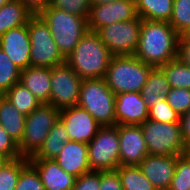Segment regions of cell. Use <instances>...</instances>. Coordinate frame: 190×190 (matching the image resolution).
I'll return each instance as SVG.
<instances>
[{
  "instance_id": "obj_1",
  "label": "cell",
  "mask_w": 190,
  "mask_h": 190,
  "mask_svg": "<svg viewBox=\"0 0 190 190\" xmlns=\"http://www.w3.org/2000/svg\"><path fill=\"white\" fill-rule=\"evenodd\" d=\"M179 34L169 22L142 19L134 56L145 64L160 67L177 58Z\"/></svg>"
},
{
  "instance_id": "obj_2",
  "label": "cell",
  "mask_w": 190,
  "mask_h": 190,
  "mask_svg": "<svg viewBox=\"0 0 190 190\" xmlns=\"http://www.w3.org/2000/svg\"><path fill=\"white\" fill-rule=\"evenodd\" d=\"M112 57L99 33L88 30L65 62L81 79L104 78Z\"/></svg>"
},
{
  "instance_id": "obj_3",
  "label": "cell",
  "mask_w": 190,
  "mask_h": 190,
  "mask_svg": "<svg viewBox=\"0 0 190 190\" xmlns=\"http://www.w3.org/2000/svg\"><path fill=\"white\" fill-rule=\"evenodd\" d=\"M49 26L59 52L66 58L88 31L87 18L50 5L39 14Z\"/></svg>"
},
{
  "instance_id": "obj_4",
  "label": "cell",
  "mask_w": 190,
  "mask_h": 190,
  "mask_svg": "<svg viewBox=\"0 0 190 190\" xmlns=\"http://www.w3.org/2000/svg\"><path fill=\"white\" fill-rule=\"evenodd\" d=\"M152 68L134 55L113 56L104 79L115 95L140 92Z\"/></svg>"
},
{
  "instance_id": "obj_5",
  "label": "cell",
  "mask_w": 190,
  "mask_h": 190,
  "mask_svg": "<svg viewBox=\"0 0 190 190\" xmlns=\"http://www.w3.org/2000/svg\"><path fill=\"white\" fill-rule=\"evenodd\" d=\"M115 98L104 78L82 79L78 106L87 110L101 126L116 125Z\"/></svg>"
},
{
  "instance_id": "obj_6",
  "label": "cell",
  "mask_w": 190,
  "mask_h": 190,
  "mask_svg": "<svg viewBox=\"0 0 190 190\" xmlns=\"http://www.w3.org/2000/svg\"><path fill=\"white\" fill-rule=\"evenodd\" d=\"M141 127L150 155L181 156L190 152L183 141L180 122L147 119Z\"/></svg>"
},
{
  "instance_id": "obj_7",
  "label": "cell",
  "mask_w": 190,
  "mask_h": 190,
  "mask_svg": "<svg viewBox=\"0 0 190 190\" xmlns=\"http://www.w3.org/2000/svg\"><path fill=\"white\" fill-rule=\"evenodd\" d=\"M27 27L31 44L30 66L52 68L65 63L49 26L39 14L29 18Z\"/></svg>"
},
{
  "instance_id": "obj_8",
  "label": "cell",
  "mask_w": 190,
  "mask_h": 190,
  "mask_svg": "<svg viewBox=\"0 0 190 190\" xmlns=\"http://www.w3.org/2000/svg\"><path fill=\"white\" fill-rule=\"evenodd\" d=\"M60 110L50 104H40L26 116L25 129L18 144L22 157L34 156L44 144L52 127L59 120Z\"/></svg>"
},
{
  "instance_id": "obj_9",
  "label": "cell",
  "mask_w": 190,
  "mask_h": 190,
  "mask_svg": "<svg viewBox=\"0 0 190 190\" xmlns=\"http://www.w3.org/2000/svg\"><path fill=\"white\" fill-rule=\"evenodd\" d=\"M87 145L91 171H112L120 166L119 125L101 126Z\"/></svg>"
},
{
  "instance_id": "obj_10",
  "label": "cell",
  "mask_w": 190,
  "mask_h": 190,
  "mask_svg": "<svg viewBox=\"0 0 190 190\" xmlns=\"http://www.w3.org/2000/svg\"><path fill=\"white\" fill-rule=\"evenodd\" d=\"M142 19L114 22L97 32L113 56L134 55L138 47Z\"/></svg>"
},
{
  "instance_id": "obj_11",
  "label": "cell",
  "mask_w": 190,
  "mask_h": 190,
  "mask_svg": "<svg viewBox=\"0 0 190 190\" xmlns=\"http://www.w3.org/2000/svg\"><path fill=\"white\" fill-rule=\"evenodd\" d=\"M50 102L58 110L77 106L82 79L66 64L50 68Z\"/></svg>"
},
{
  "instance_id": "obj_12",
  "label": "cell",
  "mask_w": 190,
  "mask_h": 190,
  "mask_svg": "<svg viewBox=\"0 0 190 190\" xmlns=\"http://www.w3.org/2000/svg\"><path fill=\"white\" fill-rule=\"evenodd\" d=\"M137 16L136 0H121L107 4L92 5L87 19L88 30L98 31L106 25L132 20Z\"/></svg>"
},
{
  "instance_id": "obj_13",
  "label": "cell",
  "mask_w": 190,
  "mask_h": 190,
  "mask_svg": "<svg viewBox=\"0 0 190 190\" xmlns=\"http://www.w3.org/2000/svg\"><path fill=\"white\" fill-rule=\"evenodd\" d=\"M59 119L64 123L69 140L88 144L101 125L85 109L71 106L60 110Z\"/></svg>"
},
{
  "instance_id": "obj_14",
  "label": "cell",
  "mask_w": 190,
  "mask_h": 190,
  "mask_svg": "<svg viewBox=\"0 0 190 190\" xmlns=\"http://www.w3.org/2000/svg\"><path fill=\"white\" fill-rule=\"evenodd\" d=\"M119 164L139 165L149 154L141 125H119Z\"/></svg>"
},
{
  "instance_id": "obj_15",
  "label": "cell",
  "mask_w": 190,
  "mask_h": 190,
  "mask_svg": "<svg viewBox=\"0 0 190 190\" xmlns=\"http://www.w3.org/2000/svg\"><path fill=\"white\" fill-rule=\"evenodd\" d=\"M0 48L21 70L30 66V37L27 24L9 29L0 37Z\"/></svg>"
},
{
  "instance_id": "obj_16",
  "label": "cell",
  "mask_w": 190,
  "mask_h": 190,
  "mask_svg": "<svg viewBox=\"0 0 190 190\" xmlns=\"http://www.w3.org/2000/svg\"><path fill=\"white\" fill-rule=\"evenodd\" d=\"M116 125H141L149 118L140 92L119 93L115 98Z\"/></svg>"
},
{
  "instance_id": "obj_17",
  "label": "cell",
  "mask_w": 190,
  "mask_h": 190,
  "mask_svg": "<svg viewBox=\"0 0 190 190\" xmlns=\"http://www.w3.org/2000/svg\"><path fill=\"white\" fill-rule=\"evenodd\" d=\"M178 156L148 154L138 165L157 190H168Z\"/></svg>"
},
{
  "instance_id": "obj_18",
  "label": "cell",
  "mask_w": 190,
  "mask_h": 190,
  "mask_svg": "<svg viewBox=\"0 0 190 190\" xmlns=\"http://www.w3.org/2000/svg\"><path fill=\"white\" fill-rule=\"evenodd\" d=\"M54 160L65 172L76 178L91 171L86 143L68 140Z\"/></svg>"
},
{
  "instance_id": "obj_19",
  "label": "cell",
  "mask_w": 190,
  "mask_h": 190,
  "mask_svg": "<svg viewBox=\"0 0 190 190\" xmlns=\"http://www.w3.org/2000/svg\"><path fill=\"white\" fill-rule=\"evenodd\" d=\"M45 190H72L76 177L65 172L54 159H29Z\"/></svg>"
},
{
  "instance_id": "obj_20",
  "label": "cell",
  "mask_w": 190,
  "mask_h": 190,
  "mask_svg": "<svg viewBox=\"0 0 190 190\" xmlns=\"http://www.w3.org/2000/svg\"><path fill=\"white\" fill-rule=\"evenodd\" d=\"M20 82L42 104H49L51 91L50 68L29 66L21 70Z\"/></svg>"
},
{
  "instance_id": "obj_21",
  "label": "cell",
  "mask_w": 190,
  "mask_h": 190,
  "mask_svg": "<svg viewBox=\"0 0 190 190\" xmlns=\"http://www.w3.org/2000/svg\"><path fill=\"white\" fill-rule=\"evenodd\" d=\"M170 90L171 86L164 71L160 67H153L140 93L149 109L154 104L162 102Z\"/></svg>"
},
{
  "instance_id": "obj_22",
  "label": "cell",
  "mask_w": 190,
  "mask_h": 190,
  "mask_svg": "<svg viewBox=\"0 0 190 190\" xmlns=\"http://www.w3.org/2000/svg\"><path fill=\"white\" fill-rule=\"evenodd\" d=\"M26 115L19 110L4 95L0 99V125L19 144L25 129Z\"/></svg>"
},
{
  "instance_id": "obj_23",
  "label": "cell",
  "mask_w": 190,
  "mask_h": 190,
  "mask_svg": "<svg viewBox=\"0 0 190 190\" xmlns=\"http://www.w3.org/2000/svg\"><path fill=\"white\" fill-rule=\"evenodd\" d=\"M32 15L19 0L7 2L0 8V37L9 29L26 25Z\"/></svg>"
},
{
  "instance_id": "obj_24",
  "label": "cell",
  "mask_w": 190,
  "mask_h": 190,
  "mask_svg": "<svg viewBox=\"0 0 190 190\" xmlns=\"http://www.w3.org/2000/svg\"><path fill=\"white\" fill-rule=\"evenodd\" d=\"M69 140L64 123L59 119L47 135L39 151L28 159H54Z\"/></svg>"
},
{
  "instance_id": "obj_25",
  "label": "cell",
  "mask_w": 190,
  "mask_h": 190,
  "mask_svg": "<svg viewBox=\"0 0 190 190\" xmlns=\"http://www.w3.org/2000/svg\"><path fill=\"white\" fill-rule=\"evenodd\" d=\"M174 0H136L137 14L141 19L169 22Z\"/></svg>"
},
{
  "instance_id": "obj_26",
  "label": "cell",
  "mask_w": 190,
  "mask_h": 190,
  "mask_svg": "<svg viewBox=\"0 0 190 190\" xmlns=\"http://www.w3.org/2000/svg\"><path fill=\"white\" fill-rule=\"evenodd\" d=\"M116 171L119 174L123 190H157L138 165L119 166Z\"/></svg>"
},
{
  "instance_id": "obj_27",
  "label": "cell",
  "mask_w": 190,
  "mask_h": 190,
  "mask_svg": "<svg viewBox=\"0 0 190 190\" xmlns=\"http://www.w3.org/2000/svg\"><path fill=\"white\" fill-rule=\"evenodd\" d=\"M4 96L26 116L42 104L21 82L14 84Z\"/></svg>"
},
{
  "instance_id": "obj_28",
  "label": "cell",
  "mask_w": 190,
  "mask_h": 190,
  "mask_svg": "<svg viewBox=\"0 0 190 190\" xmlns=\"http://www.w3.org/2000/svg\"><path fill=\"white\" fill-rule=\"evenodd\" d=\"M171 88L190 90V67L183 64L178 58L161 65Z\"/></svg>"
},
{
  "instance_id": "obj_29",
  "label": "cell",
  "mask_w": 190,
  "mask_h": 190,
  "mask_svg": "<svg viewBox=\"0 0 190 190\" xmlns=\"http://www.w3.org/2000/svg\"><path fill=\"white\" fill-rule=\"evenodd\" d=\"M28 164L29 159L21 156L0 167V190H15L19 175Z\"/></svg>"
},
{
  "instance_id": "obj_30",
  "label": "cell",
  "mask_w": 190,
  "mask_h": 190,
  "mask_svg": "<svg viewBox=\"0 0 190 190\" xmlns=\"http://www.w3.org/2000/svg\"><path fill=\"white\" fill-rule=\"evenodd\" d=\"M21 69L0 48V93L5 94L14 84L20 82Z\"/></svg>"
},
{
  "instance_id": "obj_31",
  "label": "cell",
  "mask_w": 190,
  "mask_h": 190,
  "mask_svg": "<svg viewBox=\"0 0 190 190\" xmlns=\"http://www.w3.org/2000/svg\"><path fill=\"white\" fill-rule=\"evenodd\" d=\"M190 189V152L177 157L174 176L168 190Z\"/></svg>"
},
{
  "instance_id": "obj_32",
  "label": "cell",
  "mask_w": 190,
  "mask_h": 190,
  "mask_svg": "<svg viewBox=\"0 0 190 190\" xmlns=\"http://www.w3.org/2000/svg\"><path fill=\"white\" fill-rule=\"evenodd\" d=\"M169 24L179 35L186 32L190 27V0H174Z\"/></svg>"
},
{
  "instance_id": "obj_33",
  "label": "cell",
  "mask_w": 190,
  "mask_h": 190,
  "mask_svg": "<svg viewBox=\"0 0 190 190\" xmlns=\"http://www.w3.org/2000/svg\"><path fill=\"white\" fill-rule=\"evenodd\" d=\"M15 190H45L39 173L30 163L21 171Z\"/></svg>"
},
{
  "instance_id": "obj_34",
  "label": "cell",
  "mask_w": 190,
  "mask_h": 190,
  "mask_svg": "<svg viewBox=\"0 0 190 190\" xmlns=\"http://www.w3.org/2000/svg\"><path fill=\"white\" fill-rule=\"evenodd\" d=\"M150 120L164 123L180 122L181 115L177 113L164 99L148 109Z\"/></svg>"
},
{
  "instance_id": "obj_35",
  "label": "cell",
  "mask_w": 190,
  "mask_h": 190,
  "mask_svg": "<svg viewBox=\"0 0 190 190\" xmlns=\"http://www.w3.org/2000/svg\"><path fill=\"white\" fill-rule=\"evenodd\" d=\"M50 6L88 19L92 5L91 0H51Z\"/></svg>"
},
{
  "instance_id": "obj_36",
  "label": "cell",
  "mask_w": 190,
  "mask_h": 190,
  "mask_svg": "<svg viewBox=\"0 0 190 190\" xmlns=\"http://www.w3.org/2000/svg\"><path fill=\"white\" fill-rule=\"evenodd\" d=\"M167 103L180 115L190 109V90L183 88H171L165 97Z\"/></svg>"
},
{
  "instance_id": "obj_37",
  "label": "cell",
  "mask_w": 190,
  "mask_h": 190,
  "mask_svg": "<svg viewBox=\"0 0 190 190\" xmlns=\"http://www.w3.org/2000/svg\"><path fill=\"white\" fill-rule=\"evenodd\" d=\"M0 153L4 154L9 160L21 157L18 144L0 125Z\"/></svg>"
},
{
  "instance_id": "obj_38",
  "label": "cell",
  "mask_w": 190,
  "mask_h": 190,
  "mask_svg": "<svg viewBox=\"0 0 190 190\" xmlns=\"http://www.w3.org/2000/svg\"><path fill=\"white\" fill-rule=\"evenodd\" d=\"M72 190H100V171H90L77 177Z\"/></svg>"
},
{
  "instance_id": "obj_39",
  "label": "cell",
  "mask_w": 190,
  "mask_h": 190,
  "mask_svg": "<svg viewBox=\"0 0 190 190\" xmlns=\"http://www.w3.org/2000/svg\"><path fill=\"white\" fill-rule=\"evenodd\" d=\"M100 190H123L116 170L100 171Z\"/></svg>"
},
{
  "instance_id": "obj_40",
  "label": "cell",
  "mask_w": 190,
  "mask_h": 190,
  "mask_svg": "<svg viewBox=\"0 0 190 190\" xmlns=\"http://www.w3.org/2000/svg\"><path fill=\"white\" fill-rule=\"evenodd\" d=\"M177 58L190 67V38L183 34L179 35Z\"/></svg>"
},
{
  "instance_id": "obj_41",
  "label": "cell",
  "mask_w": 190,
  "mask_h": 190,
  "mask_svg": "<svg viewBox=\"0 0 190 190\" xmlns=\"http://www.w3.org/2000/svg\"><path fill=\"white\" fill-rule=\"evenodd\" d=\"M33 15L40 14L46 9L51 0H19Z\"/></svg>"
},
{
  "instance_id": "obj_42",
  "label": "cell",
  "mask_w": 190,
  "mask_h": 190,
  "mask_svg": "<svg viewBox=\"0 0 190 190\" xmlns=\"http://www.w3.org/2000/svg\"><path fill=\"white\" fill-rule=\"evenodd\" d=\"M181 135L186 147L190 150V109L181 115Z\"/></svg>"
},
{
  "instance_id": "obj_43",
  "label": "cell",
  "mask_w": 190,
  "mask_h": 190,
  "mask_svg": "<svg viewBox=\"0 0 190 190\" xmlns=\"http://www.w3.org/2000/svg\"><path fill=\"white\" fill-rule=\"evenodd\" d=\"M121 0H91V5H101V4H107L112 2H117Z\"/></svg>"
},
{
  "instance_id": "obj_44",
  "label": "cell",
  "mask_w": 190,
  "mask_h": 190,
  "mask_svg": "<svg viewBox=\"0 0 190 190\" xmlns=\"http://www.w3.org/2000/svg\"><path fill=\"white\" fill-rule=\"evenodd\" d=\"M9 159L2 153H0V167H2Z\"/></svg>"
},
{
  "instance_id": "obj_45",
  "label": "cell",
  "mask_w": 190,
  "mask_h": 190,
  "mask_svg": "<svg viewBox=\"0 0 190 190\" xmlns=\"http://www.w3.org/2000/svg\"><path fill=\"white\" fill-rule=\"evenodd\" d=\"M12 0H0V8L5 5L7 2H10Z\"/></svg>"
},
{
  "instance_id": "obj_46",
  "label": "cell",
  "mask_w": 190,
  "mask_h": 190,
  "mask_svg": "<svg viewBox=\"0 0 190 190\" xmlns=\"http://www.w3.org/2000/svg\"><path fill=\"white\" fill-rule=\"evenodd\" d=\"M183 35L190 38V27L186 30V32Z\"/></svg>"
}]
</instances>
